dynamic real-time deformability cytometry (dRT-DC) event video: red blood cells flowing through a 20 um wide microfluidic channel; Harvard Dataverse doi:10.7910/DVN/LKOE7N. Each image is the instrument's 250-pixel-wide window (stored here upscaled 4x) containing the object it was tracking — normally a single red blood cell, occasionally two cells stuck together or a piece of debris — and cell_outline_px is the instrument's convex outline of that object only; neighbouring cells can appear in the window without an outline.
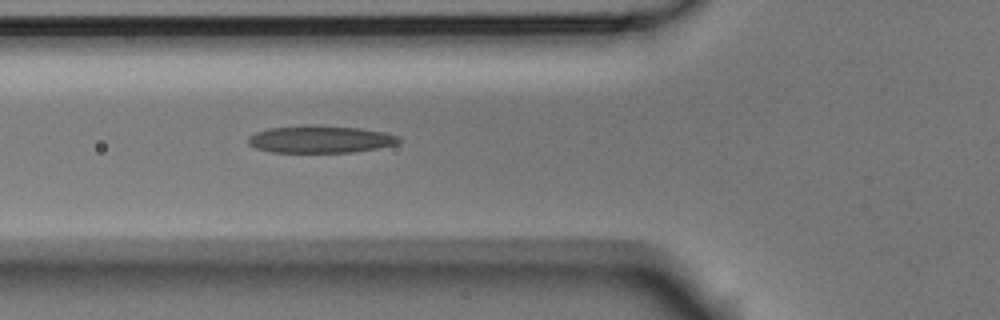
{"species": "Egyptian fruit bat (a non-hibernating species)", "species_latin": "Rousettus aegyptiacus", "temperature_condition": "room temperature", "stored_images_in_passage": 5, "segment_of_instrument_passage": [1, 2], "camera_frame_rate_fps": 3000, "um_per_image_px": 0.085, "animal": {"sex": "male"}, "frame": {"image": 1, "passage_image": 4, "time_ms": 1.0, "image_size_px": [1000, 320], "cell_outline_px": [[404, 140], [396, 144], [376, 148], [352, 152], [272, 152], [256, 148], [248, 144], [248, 136], [256, 132], [268, 128], [304, 124], [312, 124], [360, 128], [384, 132], [400, 136]], "centroid_in_image_um": [27.22, 11.82], "position_along_channel_um": 98.6, "area_um2": 24.28}}